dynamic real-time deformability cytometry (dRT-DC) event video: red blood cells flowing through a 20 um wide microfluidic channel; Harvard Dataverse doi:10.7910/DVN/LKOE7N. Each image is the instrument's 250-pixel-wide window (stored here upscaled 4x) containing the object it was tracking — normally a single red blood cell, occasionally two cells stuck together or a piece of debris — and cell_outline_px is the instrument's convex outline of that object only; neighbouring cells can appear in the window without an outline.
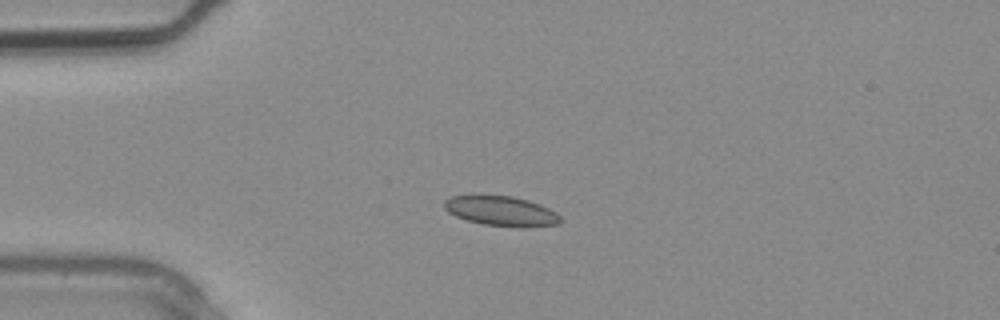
{"species": "common noctule bat (a hibernating species)", "species_latin": "Nyctalus noctula", "temperature_condition": "warm", "stored_images_in_passage": 3, "camera_frame_rate_fps": 3000, "um_per_image_px": 0.085, "animal": {"sex": "male", "body_mass_g": 20.4}, "frame": {"image": 1, "passage_image": 3, "time_ms": 0.667, "image_size_px": [1000, 320], "cell_outline_px": [[560, 224], [484, 224], [468, 220], [456, 216], [448, 212], [444, 208], [444, 200], [452, 196], [512, 196], [528, 200], [540, 204], [556, 212], [560, 216]], "centroid_in_image_um": [42.54, 17.88], "position_along_channel_um": 42.5, "area_um2": 18.96}}